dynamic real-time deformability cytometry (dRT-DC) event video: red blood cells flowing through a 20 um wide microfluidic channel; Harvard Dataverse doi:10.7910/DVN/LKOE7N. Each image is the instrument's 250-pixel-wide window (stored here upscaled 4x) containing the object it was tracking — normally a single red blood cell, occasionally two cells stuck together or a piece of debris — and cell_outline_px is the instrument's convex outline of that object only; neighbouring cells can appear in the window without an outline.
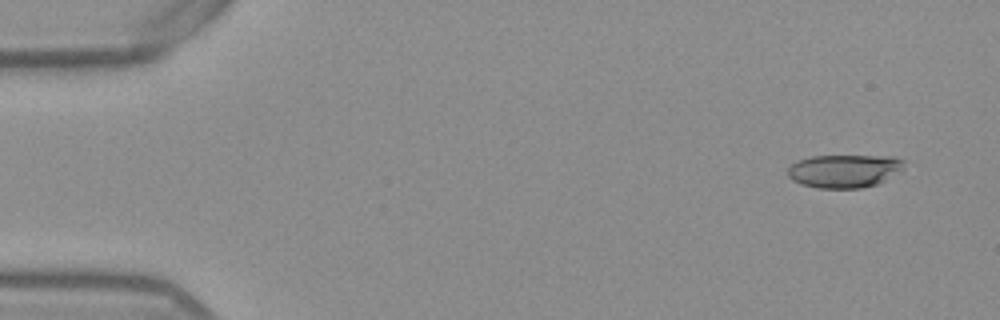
{"species": "Egyptian fruit bat (a non-hibernating species)", "species_latin": "Rousettus aegyptiacus", "temperature_condition": "warm", "stored_images_in_passage": 7, "camera_frame_rate_fps": 3000, "um_per_image_px": 0.085, "frame": {"image": 1, "passage_image": 1, "time_ms": 0.0, "image_size_px": [1000, 320], "cell_outline_px": [[904, 168], [884, 180], [876, 184], [860, 188], [816, 188], [800, 184], [792, 180], [788, 176], [788, 168], [796, 160], [812, 156], [892, 156], [904, 160]], "centroid_in_image_um": [71.73, 14.53], "position_along_channel_um": 13.3, "area_um2": 22.48}}